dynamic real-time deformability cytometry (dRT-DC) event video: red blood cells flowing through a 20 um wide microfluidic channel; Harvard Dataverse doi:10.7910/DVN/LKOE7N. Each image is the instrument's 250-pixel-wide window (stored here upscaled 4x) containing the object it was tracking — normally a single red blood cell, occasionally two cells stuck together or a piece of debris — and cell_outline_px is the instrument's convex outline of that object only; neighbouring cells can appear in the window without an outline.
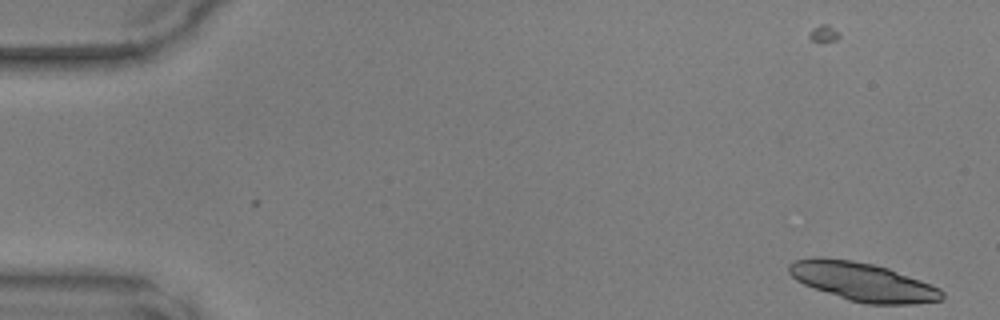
{"species": "common noctule bat (a hibernating species)", "species_latin": "Nyctalus noctula", "temperature_condition": "warm", "stored_images_in_passage": 3, "camera_frame_rate_fps": 3000, "um_per_image_px": 0.085, "animal": {"sex": "male", "body_mass_g": 17.9, "forearm_length_mm": 54.2}, "frame": {"image": 1, "passage_image": 3, "time_ms": 0.667, "image_size_px": [1000, 320], "cell_outline_px": [[944, 300], [912, 304], [864, 304], [848, 300], [804, 284], [796, 280], [788, 272], [788, 264], [796, 260], [812, 256], [820, 256], [852, 260], [872, 264], [888, 268], [920, 280], [940, 288], [944, 292]], "centroid_in_image_um": [73.32, 23.94], "position_along_channel_um": 11.7, "area_um2": 34.45}}